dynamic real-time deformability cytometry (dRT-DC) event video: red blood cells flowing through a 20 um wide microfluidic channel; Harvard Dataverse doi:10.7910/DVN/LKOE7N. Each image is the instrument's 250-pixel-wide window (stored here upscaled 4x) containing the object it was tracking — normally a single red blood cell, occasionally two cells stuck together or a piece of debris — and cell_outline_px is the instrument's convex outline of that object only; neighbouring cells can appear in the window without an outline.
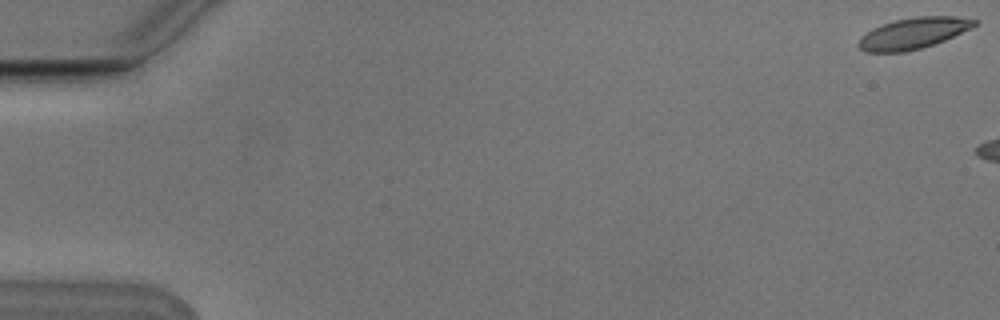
{"species": "Egyptian fruit bat (a non-hibernating species)", "species_latin": "Rousettus aegyptiacus", "temperature_condition": "cold", "stored_images_in_passage": 3, "camera_frame_rate_fps": 3000, "um_per_image_px": 0.085, "animal": {"sex": "male"}, "frame": {"image": 1, "passage_image": 1, "time_ms": 0.0, "image_size_px": [1000, 320], "cell_outline_px": [[976, 24], [972, 28], [944, 40], [920, 48], [904, 52], [868, 52], [860, 48], [856, 44], [860, 36], [872, 28], [880, 24], [896, 20], [916, 16], [956, 16], [976, 20]], "centroid_in_image_um": [77.58, 2.82], "position_along_channel_um": 7.4, "area_um2": 20.98}}